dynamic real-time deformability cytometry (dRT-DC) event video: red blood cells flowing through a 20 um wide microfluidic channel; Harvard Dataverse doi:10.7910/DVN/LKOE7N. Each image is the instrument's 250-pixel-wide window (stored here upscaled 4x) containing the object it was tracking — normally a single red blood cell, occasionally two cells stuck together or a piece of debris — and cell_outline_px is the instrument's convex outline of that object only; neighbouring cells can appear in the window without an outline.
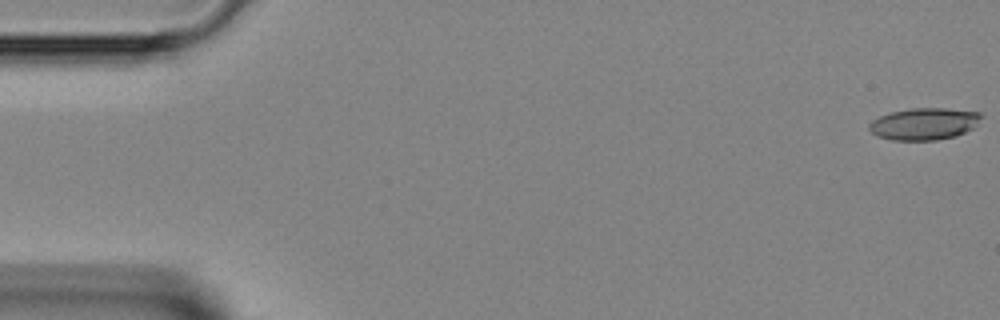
{"species": "Egyptian fruit bat (a non-hibernating species)", "species_latin": "Rousettus aegyptiacus", "temperature_condition": "room temperature", "stored_images_in_passage": 46, "camera_frame_rate_fps": 3000, "um_per_image_px": 0.085, "animal": {"sex": "female"}, "frame": {"image": 1, "passage_image": 1, "time_ms": 0.0, "image_size_px": [1000, 320], "cell_outline_px": [[984, 116], [972, 128], [956, 136], [936, 140], [892, 140], [876, 136], [868, 128], [868, 124], [872, 120], [880, 116], [892, 112], [912, 108], [948, 108], [980, 112]], "centroid_in_image_um": [78.55, 10.52], "position_along_channel_um": 6.4, "area_um2": 20.92}}
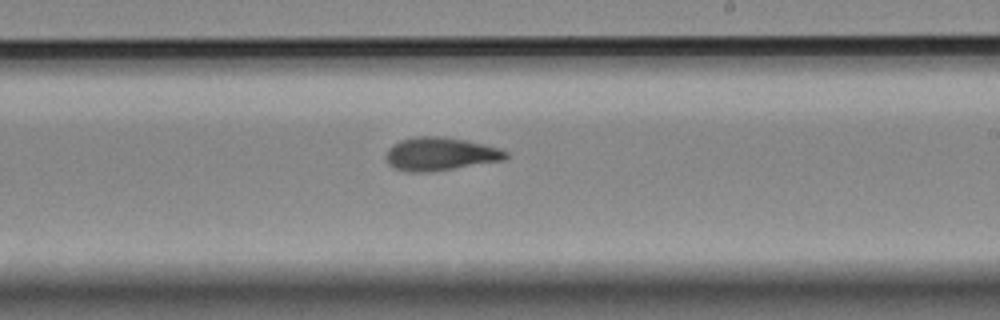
{"frame": {"image": 2, "passage_image": 27, "time_ms": 8.667, "image_size_px": [1000, 320], "cell_outline_px": [[508, 156], [504, 160], [428, 172], [408, 172], [392, 168], [388, 164], [384, 156], [388, 148], [392, 144], [400, 140], [412, 136], [440, 136], [464, 140], [484, 144], [500, 148], [508, 152]], "centroid_in_image_um": [37.36, 13.08], "position_along_channel_um": 251.6, "area_um2": 23.35}}
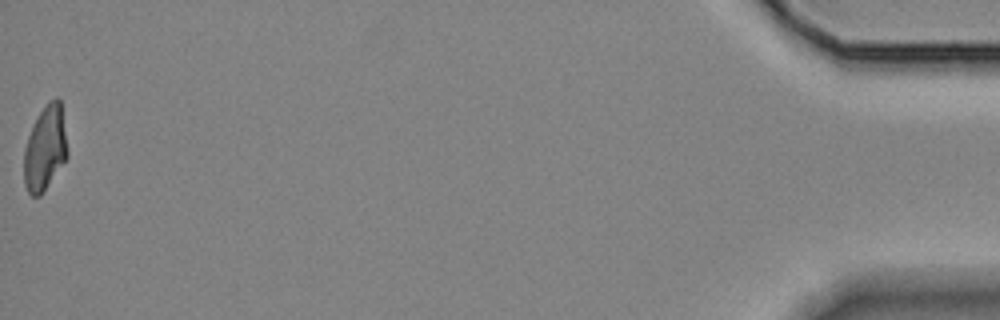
{"frame": {"image": 3, "passage_image": 46, "time_ms": 15.0, "image_size_px": [1000, 320], "cell_outline_px": [[68, 156], [40, 196], [32, 196], [28, 192], [24, 184], [24, 148], [28, 136], [40, 112], [48, 100], [56, 96], [60, 100], [68, 152]], "centroid_in_image_um": [3.83, 12.6], "position_along_channel_um": 431.4, "area_um2": 21.21}}